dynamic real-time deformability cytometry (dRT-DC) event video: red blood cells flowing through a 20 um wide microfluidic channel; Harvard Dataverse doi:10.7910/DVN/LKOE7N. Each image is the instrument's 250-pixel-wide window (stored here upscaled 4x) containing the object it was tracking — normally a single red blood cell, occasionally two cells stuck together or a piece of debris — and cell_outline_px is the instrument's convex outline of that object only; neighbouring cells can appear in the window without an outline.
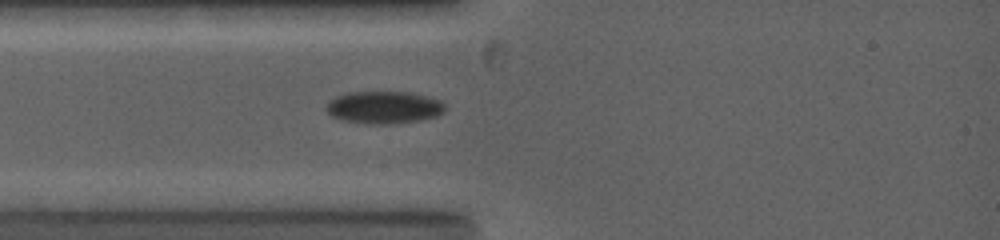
{"species": "common noctule bat (a hibernating species)", "species_latin": "Nyctalus noctula", "temperature_condition": "warm", "stored_images_in_passage": 8, "camera_frame_rate_fps": 5000, "um_per_image_px": 0.085, "animal": {"sex": "female", "body_mass_g": 19.0, "forearm_length_mm": 53.3}, "frame": {"image": 1, "passage_image": 3, "time_ms": 1.4, "image_size_px": [1000, 240], "cell_outline_px": [[444, 112], [436, 116], [416, 120], [388, 124], [368, 124], [344, 120], [332, 116], [324, 108], [328, 100], [336, 96], [348, 92], [408, 92], [440, 100], [444, 104]], "centroid_in_image_um": [32.57, 9.12], "position_along_channel_um": 52.4, "area_um2": 22.25}}